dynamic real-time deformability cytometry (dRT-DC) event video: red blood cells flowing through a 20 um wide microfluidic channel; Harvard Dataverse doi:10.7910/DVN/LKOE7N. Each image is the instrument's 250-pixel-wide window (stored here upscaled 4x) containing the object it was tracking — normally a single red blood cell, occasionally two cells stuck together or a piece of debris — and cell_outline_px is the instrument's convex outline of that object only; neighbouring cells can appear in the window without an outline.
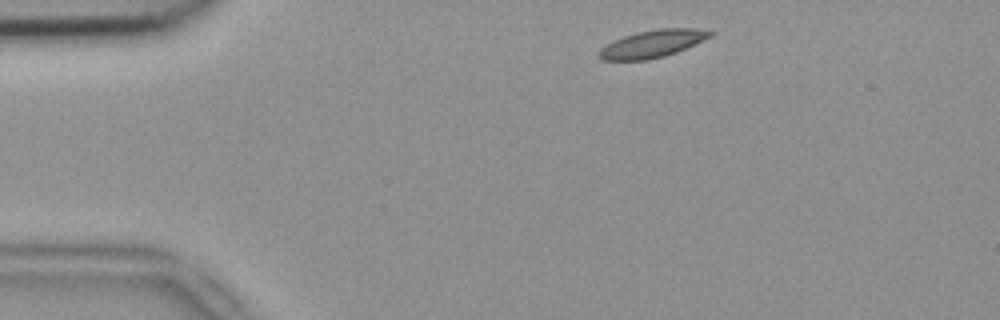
{"species": "common noctule bat (a hibernating species)", "species_latin": "Nyctalus noctula", "temperature_condition": "room temperature", "stored_images_in_passage": 3, "camera_frame_rate_fps": 3000, "um_per_image_px": 0.085, "animal": {"sex": "female", "body_mass_g": 18.4}, "frame": {"image": 1, "passage_image": 1, "time_ms": 0.0, "image_size_px": [1000, 320], "cell_outline_px": [[712, 36], [676, 52], [664, 56], [648, 60], [600, 60], [596, 56], [600, 48], [612, 40], [636, 32], [660, 28], [696, 28], [712, 32]], "centroid_in_image_um": [55.38, 3.72], "position_along_channel_um": 29.6, "area_um2": 17.8}}
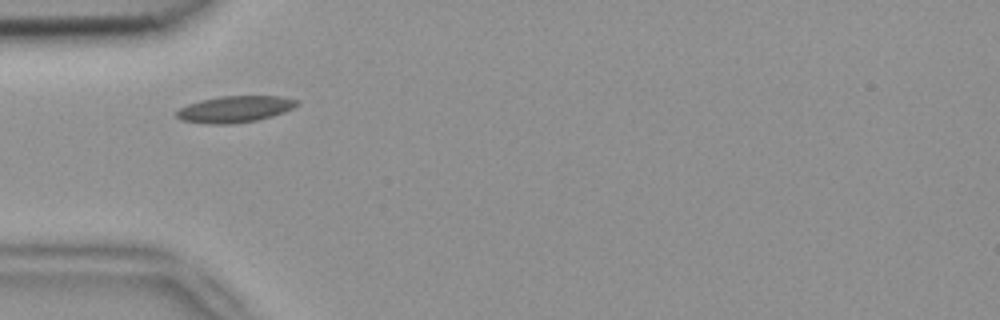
{"frame": {"image": 2, "passage_image": 3, "time_ms": 0.667, "image_size_px": [1000, 320], "cell_outline_px": [[300, 104], [284, 112], [272, 116], [256, 120], [232, 124], [204, 124], [180, 120], [176, 116], [176, 112], [180, 108], [188, 104], [200, 100], [220, 96], [280, 96], [300, 100]], "centroid_in_image_um": [19.96, 9.28], "position_along_channel_um": 65.0, "area_um2": 18.73}}